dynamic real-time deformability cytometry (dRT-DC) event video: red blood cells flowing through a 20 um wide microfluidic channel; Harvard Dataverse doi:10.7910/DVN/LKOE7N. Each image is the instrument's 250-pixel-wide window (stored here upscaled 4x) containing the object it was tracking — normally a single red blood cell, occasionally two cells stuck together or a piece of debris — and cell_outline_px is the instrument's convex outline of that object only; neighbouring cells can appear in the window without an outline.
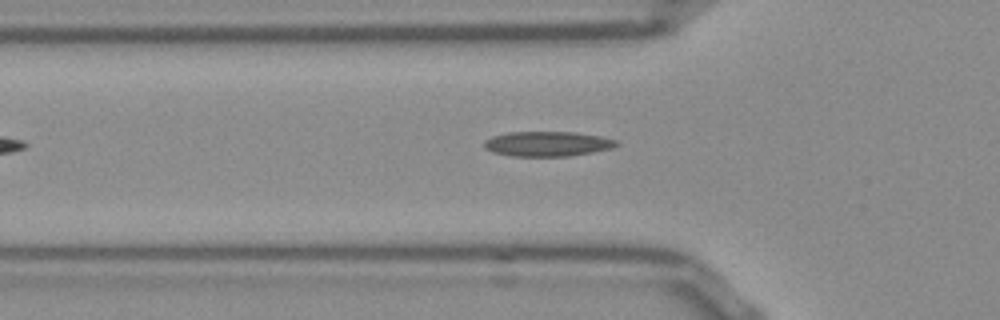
{"species": "Egyptian fruit bat (a non-hibernating species)", "species_latin": "Rousettus aegyptiacus", "temperature_condition": "room temperature", "stored_images_in_passage": 38, "camera_frame_rate_fps": 3000, "um_per_image_px": 0.085, "frame": {"image": 1, "passage_image": 9, "time_ms": 2.667, "image_size_px": [1000, 320], "cell_outline_px": [[620, 144], [612, 148], [592, 152], [568, 156], [512, 156], [492, 152], [484, 148], [484, 140], [492, 136], [508, 132], [576, 132], [600, 136], [616, 140]], "centroid_in_image_um": [46.51, 12.22], "position_along_channel_um": 79.3, "area_um2": 19.25}}
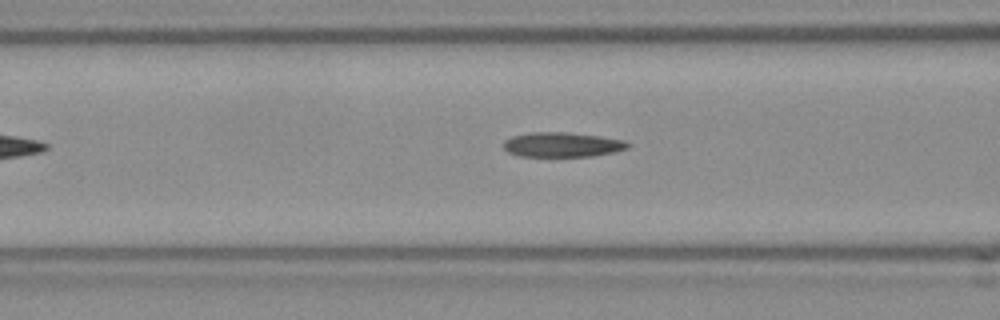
{"frame": {"image": 2, "passage_image": 12, "time_ms": 3.667, "image_size_px": [1000, 320], "cell_outline_px": [[632, 144], [628, 148], [616, 152], [592, 156], [520, 156], [508, 152], [504, 148], [504, 140], [512, 136], [532, 132], [568, 132], [600, 136], [624, 140]], "centroid_in_image_um": [47.82, 12.29], "position_along_channel_um": 118.8, "area_um2": 17.98}}
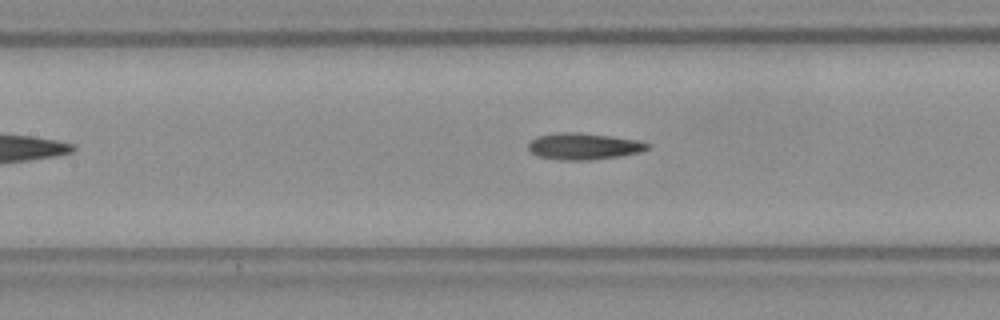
{"frame": {"image": 3, "passage_image": 15, "time_ms": 4.667, "image_size_px": [1000, 320], "cell_outline_px": [[648, 148], [640, 152], [620, 156], [588, 160], [560, 160], [536, 156], [528, 148], [528, 140], [536, 136], [556, 132], [580, 132], [612, 136], [640, 140], [648, 144]], "centroid_in_image_um": [49.56, 12.42], "position_along_channel_um": 157.8, "area_um2": 18.67}}